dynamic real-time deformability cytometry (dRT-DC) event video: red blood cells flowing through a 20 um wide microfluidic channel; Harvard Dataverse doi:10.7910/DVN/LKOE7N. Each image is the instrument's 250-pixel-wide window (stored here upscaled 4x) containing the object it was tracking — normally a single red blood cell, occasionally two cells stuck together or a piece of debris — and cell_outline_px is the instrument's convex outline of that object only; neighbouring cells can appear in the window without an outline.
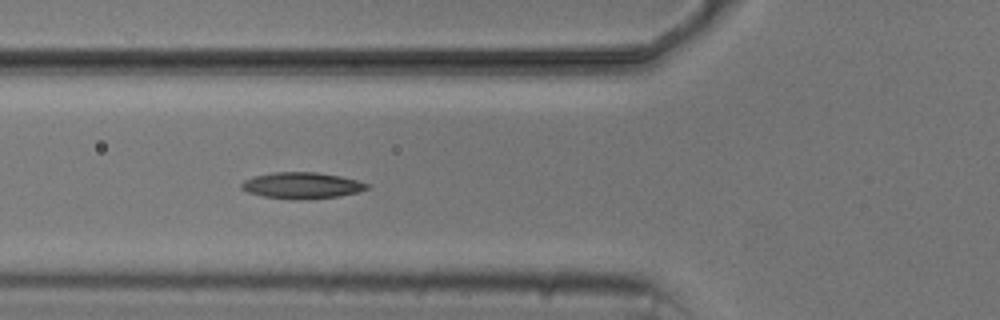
{"species": "common noctule bat (a hibernating species)", "species_latin": "Nyctalus noctula", "temperature_condition": "cold", "stored_images_in_passage": 6, "segment_of_instrument_passage": [1, 2], "camera_frame_rate_fps": 3000, "um_per_image_px": 0.085, "animal": {"sex": "male", "body_mass_g": 20.5, "forearm_length_mm": 52.5}, "frame": {"image": 1, "passage_image": 5, "time_ms": 5.667, "image_size_px": [1000, 320], "cell_outline_px": [[368, 188], [356, 192], [336, 196], [264, 196], [248, 192], [240, 188], [240, 184], [244, 180], [256, 176], [272, 172], [316, 172], [340, 176], [356, 180], [368, 184]], "centroid_in_image_um": [25.62, 15.7], "position_along_channel_um": 100.2, "area_um2": 17.86}}